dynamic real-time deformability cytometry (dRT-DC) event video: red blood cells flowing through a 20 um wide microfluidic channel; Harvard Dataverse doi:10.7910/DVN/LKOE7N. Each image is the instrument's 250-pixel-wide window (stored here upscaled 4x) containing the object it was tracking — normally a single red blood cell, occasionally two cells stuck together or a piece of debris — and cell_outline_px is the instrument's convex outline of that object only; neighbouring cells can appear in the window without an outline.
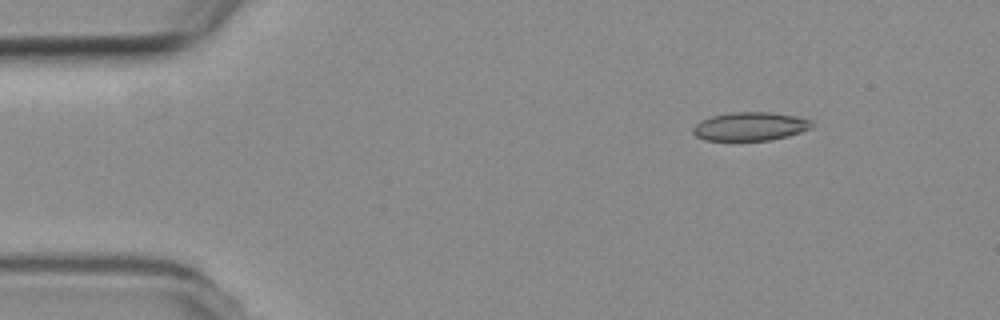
{"species": "common noctule bat (a hibernating species)", "species_latin": "Nyctalus noctula", "temperature_condition": "room temperature", "stored_images_in_passage": 4, "camera_frame_rate_fps": 3000, "um_per_image_px": 0.085, "animal": {"sex": "female", "body_mass_g": 19.3, "forearm_length_mm": 54.1}, "frame": {"image": 1, "passage_image": 1, "time_ms": 0.0, "image_size_px": [1000, 320], "cell_outline_px": [[812, 128], [788, 136], [772, 140], [704, 140], [696, 136], [692, 132], [692, 128], [700, 120], [712, 116], [732, 112], [768, 112], [796, 116], [812, 120]], "centroid_in_image_um": [63.76, 10.74], "position_along_channel_um": 21.2, "area_um2": 19.77}}